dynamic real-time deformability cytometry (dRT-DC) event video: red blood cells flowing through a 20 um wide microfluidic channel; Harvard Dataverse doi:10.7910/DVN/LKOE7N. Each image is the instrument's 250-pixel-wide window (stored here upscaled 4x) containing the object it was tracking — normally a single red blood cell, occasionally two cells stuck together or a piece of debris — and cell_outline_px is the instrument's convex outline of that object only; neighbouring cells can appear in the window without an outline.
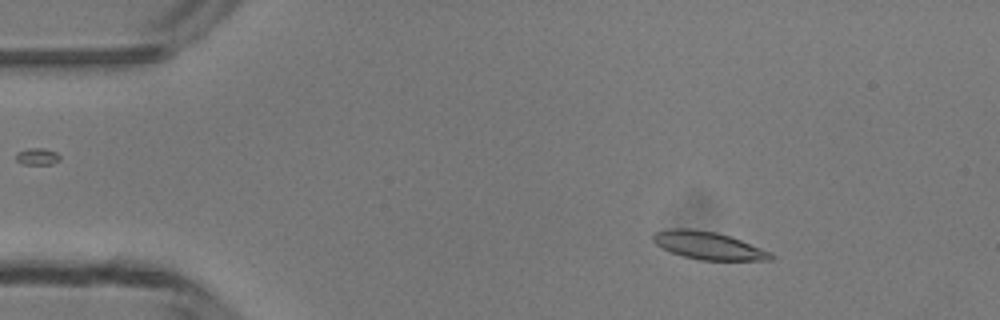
{"species": "common noctule bat (a hibernating species)", "species_latin": "Nyctalus noctula", "temperature_condition": "room temperature", "stored_images_in_passage": 39, "camera_frame_rate_fps": 3000, "um_per_image_px": 0.085, "animal": {"sex": "male", "body_mass_g": 13.3}, "frame": {"image": 1, "passage_image": 7, "time_ms": 2.0, "image_size_px": [1000, 320], "cell_outline_px": [[776, 256], [772, 260], [700, 260], [684, 256], [672, 252], [656, 244], [652, 240], [652, 232], [672, 228], [692, 228], [716, 232], [740, 240], [772, 252]], "centroid_in_image_um": [60.21, 20.86], "position_along_channel_um": 24.8, "area_um2": 19.02}}
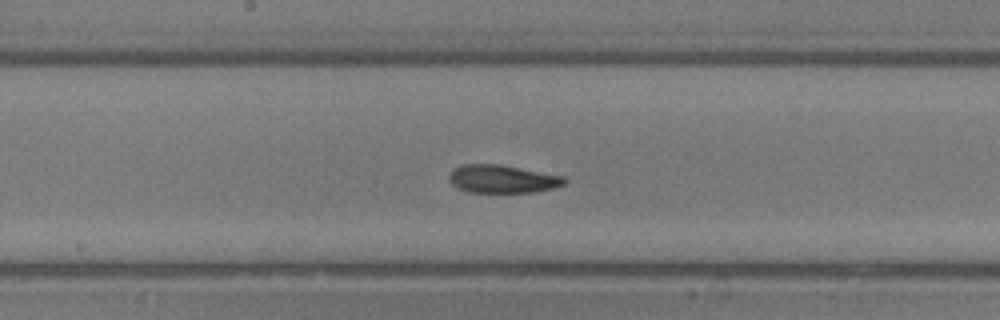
{"frame": {"image": 2, "passage_image": 25, "time_ms": 8.0, "image_size_px": [1000, 320], "cell_outline_px": [[568, 180], [564, 184], [556, 188], [532, 192], [468, 192], [456, 188], [448, 180], [448, 176], [452, 168], [464, 164], [500, 164], [564, 176]], "centroid_in_image_um": [42.68, 15.21], "position_along_channel_um": 205.5, "area_um2": 19.07}}
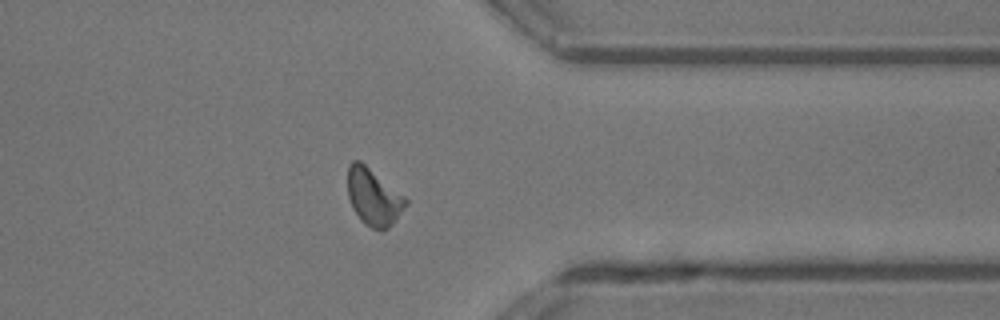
{"frame": {"image": 3, "passage_image": 38, "time_ms": 12.333, "image_size_px": [1000, 320], "cell_outline_px": [[408, 204], [396, 220], [388, 228], [380, 232], [364, 224], [360, 220], [352, 208], [348, 196], [348, 164], [352, 160], [360, 160], [404, 196], [408, 200]], "centroid_in_image_um": [31.74, 16.77], "position_along_channel_um": 379.7, "area_um2": 19.36}}